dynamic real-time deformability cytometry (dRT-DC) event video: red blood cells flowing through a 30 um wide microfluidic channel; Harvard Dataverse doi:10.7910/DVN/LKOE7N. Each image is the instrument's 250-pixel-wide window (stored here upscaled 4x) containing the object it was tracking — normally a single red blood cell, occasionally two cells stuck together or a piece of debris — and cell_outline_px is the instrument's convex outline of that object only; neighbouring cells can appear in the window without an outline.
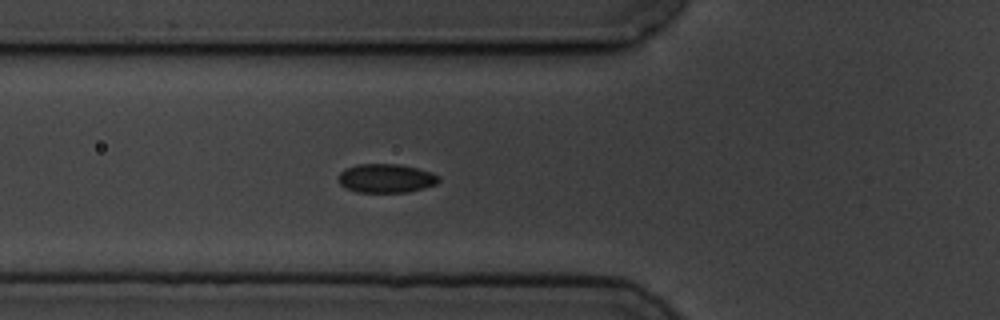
{"species": "common noctule bat (a hibernating species)", "species_latin": "Nyctalus noctula", "temperature_condition": "cold", "stored_images_in_passage": 7, "segment_of_instrument_passage": [1, 2], "camera_frame_rate_fps": 3000, "um_per_image_px": 0.085, "animal": {"sex": "male", "body_mass_g": 19.5, "forearm_length_mm": 54.6}, "frame": {"image": 1, "passage_image": 6, "time_ms": 6.667, "image_size_px": [1000, 320], "cell_outline_px": [[440, 180], [436, 184], [424, 188], [408, 192], [356, 192], [344, 188], [336, 180], [340, 172], [344, 168], [356, 164], [400, 164], [432, 172], [440, 176]], "centroid_in_image_um": [32.78, 15.15], "position_along_channel_um": 93.0, "area_um2": 17.17}}